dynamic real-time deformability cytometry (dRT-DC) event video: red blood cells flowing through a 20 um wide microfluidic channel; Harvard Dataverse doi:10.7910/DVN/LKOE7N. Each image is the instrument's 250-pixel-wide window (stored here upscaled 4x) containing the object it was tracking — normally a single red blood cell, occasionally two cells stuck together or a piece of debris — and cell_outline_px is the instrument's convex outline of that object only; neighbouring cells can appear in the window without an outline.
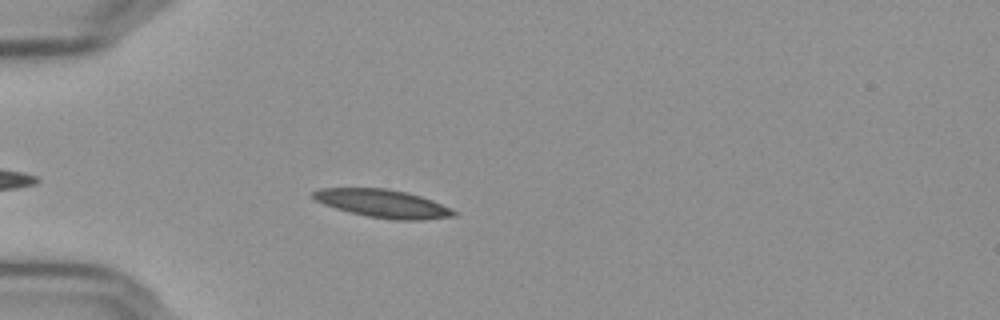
{"species": "Egyptian fruit bat (a non-hibernating species)", "species_latin": "Rousettus aegyptiacus", "temperature_condition": "cold", "stored_images_in_passage": 34, "camera_frame_rate_fps": 3000, "um_per_image_px": 0.085, "frame": {"image": 1, "passage_image": 6, "time_ms": 1.667, "image_size_px": [1000, 320], "cell_outline_px": [[456, 216], [420, 220], [396, 220], [368, 216], [336, 208], [324, 204], [316, 200], [312, 196], [312, 192], [320, 188], [388, 188], [408, 192], [432, 200], [456, 212]], "centroid_in_image_um": [32.53, 17.29], "position_along_channel_um": 52.5, "area_um2": 22.72}}
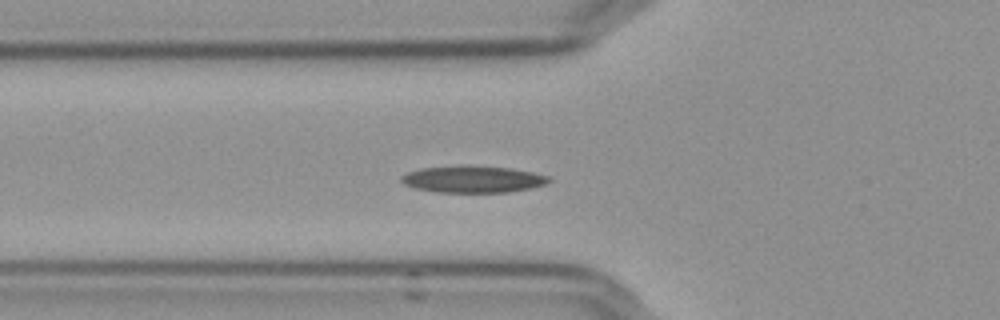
{"frame": {"image": 2, "passage_image": 10, "time_ms": 3.0, "image_size_px": [1000, 320], "cell_outline_px": [[552, 180], [544, 184], [532, 188], [508, 192], [436, 192], [416, 188], [404, 184], [400, 180], [400, 176], [408, 172], [420, 168], [508, 168], [532, 172], [548, 176]], "centroid_in_image_um": [40.2, 15.28], "position_along_channel_um": 85.6, "area_um2": 21.96}}
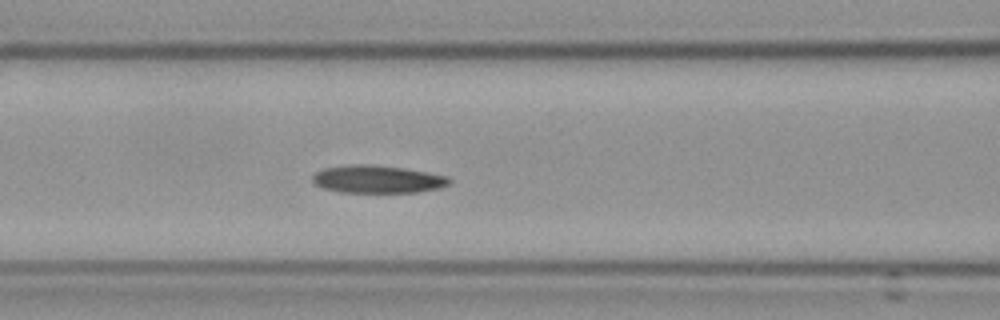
{"frame": {"image": 3, "passage_image": 14, "time_ms": 4.333, "image_size_px": [1000, 320], "cell_outline_px": [[452, 180], [448, 184], [440, 188], [416, 192], [340, 192], [324, 188], [316, 184], [312, 180], [312, 176], [316, 172], [324, 168], [352, 164], [368, 164], [404, 168], [428, 172], [448, 176]], "centroid_in_image_um": [32.1, 15.23], "position_along_channel_um": 134.5, "area_um2": 22.02}, "authors_computed_cell_mechanics": {"area_um2": 22.1663, "velocity_mm_per_s": 3.6129, "shape_relaxation_time_tau1_ms": 7.5762, "shape_relaxation_time_tau2_ms": null, "deformation_change_tau1": 0.178, "deformation_change_tau2": null}}